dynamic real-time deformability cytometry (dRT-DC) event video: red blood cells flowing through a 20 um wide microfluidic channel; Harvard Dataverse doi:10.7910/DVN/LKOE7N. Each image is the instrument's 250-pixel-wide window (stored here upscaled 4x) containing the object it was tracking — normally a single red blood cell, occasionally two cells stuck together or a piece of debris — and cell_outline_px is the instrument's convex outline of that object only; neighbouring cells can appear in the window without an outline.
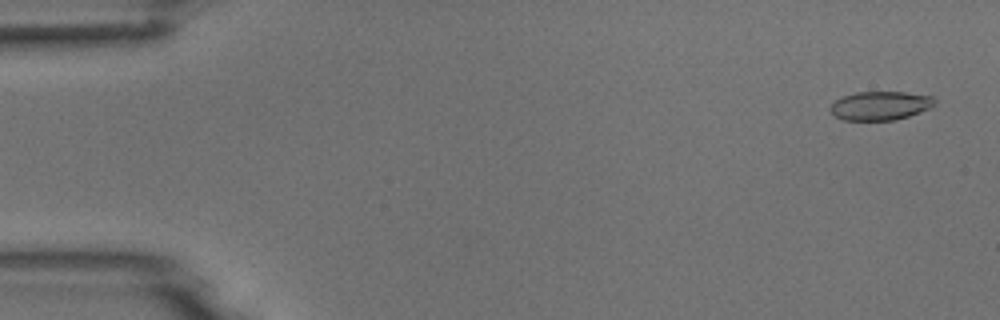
{"species": "common noctule bat (a hibernating species)", "species_latin": "Nyctalus noctula", "temperature_condition": "room temperature", "stored_images_in_passage": 54, "camera_frame_rate_fps": 3000, "um_per_image_px": 0.085, "animal": {"sex": "male", "body_mass_g": 18.8}, "frame": {"image": 1, "passage_image": 3, "time_ms": 0.667, "image_size_px": [1000, 320], "cell_outline_px": [[936, 104], [932, 108], [896, 120], [844, 120], [836, 116], [828, 108], [836, 100], [844, 96], [856, 92], [904, 92], [932, 96], [936, 100]], "centroid_in_image_um": [74.86, 8.98], "position_along_channel_um": 10.1, "area_um2": 17.51}}
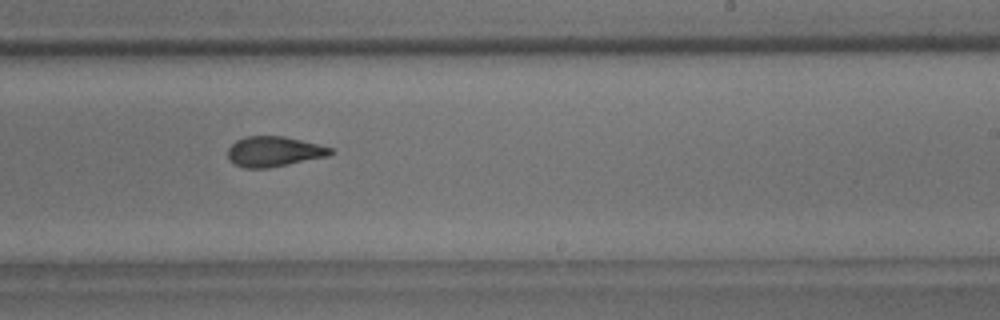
{"frame": {"image": 2, "passage_image": 33, "time_ms": 10.667, "image_size_px": [1000, 320], "cell_outline_px": [[336, 152], [328, 156], [268, 168], [244, 168], [228, 160], [228, 148], [236, 140], [244, 136], [284, 136], [332, 148]], "centroid_in_image_um": [23.27, 12.88], "position_along_channel_um": 265.7, "area_um2": 18.03}}
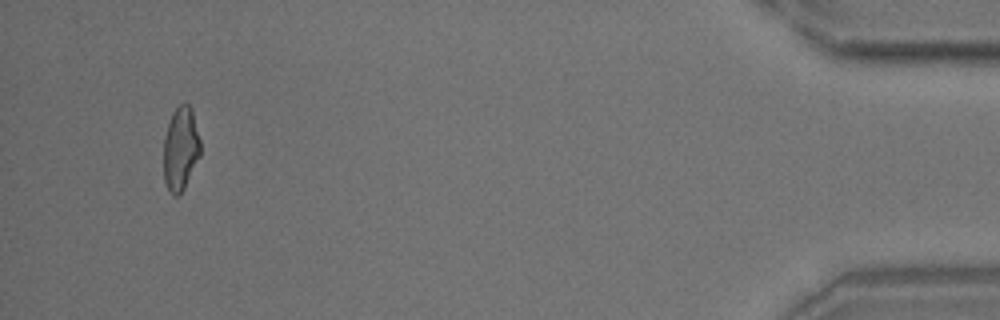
{"frame": {"image": 3, "passage_image": 51, "time_ms": 16.667, "image_size_px": [1000, 320], "cell_outline_px": [[200, 156], [184, 188], [176, 196], [172, 196], [168, 192], [164, 180], [164, 136], [172, 112], [180, 104], [188, 104], [192, 112], [200, 140]], "centroid_in_image_um": [15.34, 12.67], "position_along_channel_um": 419.9, "area_um2": 17.8}}